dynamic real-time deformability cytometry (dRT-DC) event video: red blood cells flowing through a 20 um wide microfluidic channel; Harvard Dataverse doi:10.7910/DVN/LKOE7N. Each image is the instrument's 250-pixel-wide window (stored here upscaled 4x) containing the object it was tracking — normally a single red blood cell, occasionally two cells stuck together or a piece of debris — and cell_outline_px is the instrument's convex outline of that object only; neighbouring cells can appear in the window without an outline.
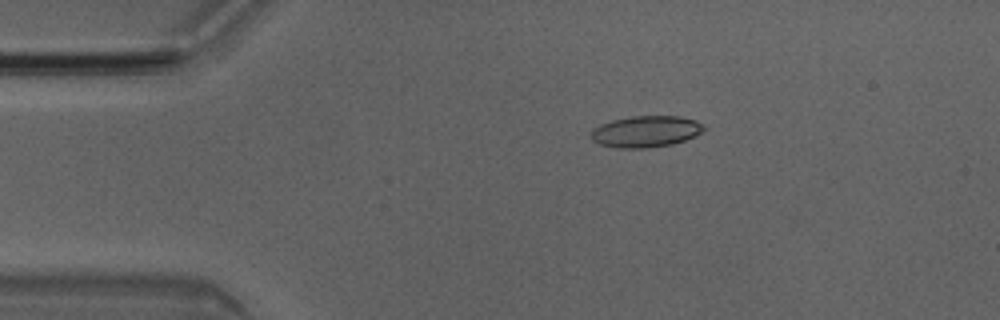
{"species": "Egyptian fruit bat (a non-hibernating species)", "species_latin": "Rousettus aegyptiacus", "temperature_condition": "room temperature", "stored_images_in_passage": 3, "camera_frame_rate_fps": 3000, "um_per_image_px": 0.085, "animal": {"sex": "male"}, "frame": {"image": 1, "passage_image": 1, "time_ms": 0.0, "image_size_px": [1000, 320], "cell_outline_px": [[704, 128], [700, 132], [684, 140], [672, 144], [644, 148], [616, 148], [600, 144], [592, 140], [592, 128], [600, 124], [612, 120], [632, 116], [680, 116], [696, 120], [704, 124]], "centroid_in_image_um": [54.87, 11.17], "position_along_channel_um": 30.1, "area_um2": 20.52}}
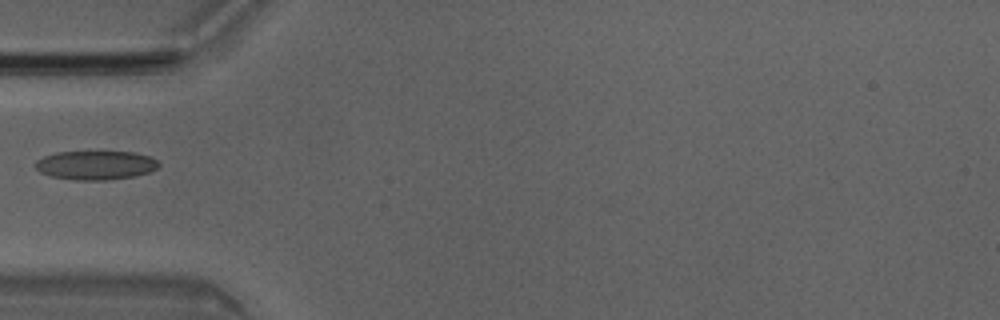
{"frame": {"image": 2, "passage_image": 3, "time_ms": 0.667, "image_size_px": [1000, 320], "cell_outline_px": [[160, 164], [156, 168], [148, 172], [136, 176], [108, 180], [76, 180], [52, 176], [40, 172], [36, 168], [36, 160], [44, 156], [56, 152], [136, 152], [152, 156]], "centroid_in_image_um": [8.16, 14.04], "position_along_channel_um": 76.8, "area_um2": 20.81}}